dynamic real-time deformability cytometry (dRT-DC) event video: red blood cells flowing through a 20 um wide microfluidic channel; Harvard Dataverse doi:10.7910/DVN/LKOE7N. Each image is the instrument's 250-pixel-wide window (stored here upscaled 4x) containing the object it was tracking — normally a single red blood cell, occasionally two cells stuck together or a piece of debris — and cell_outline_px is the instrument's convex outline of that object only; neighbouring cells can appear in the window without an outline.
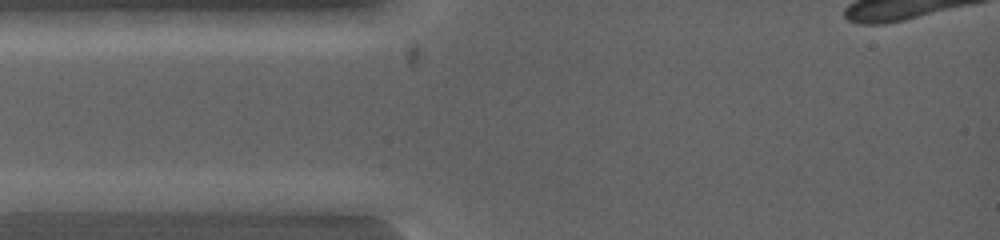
{"species": "common noctule bat (a hibernating species)", "species_latin": "Nyctalus noctula", "temperature_condition": "warm", "stored_images_in_passage": 2, "camera_frame_rate_fps": 5000, "um_per_image_px": 0.085, "animal": {"sex": "female", "body_mass_g": 19.0, "forearm_length_mm": 53.3}, "frame": {"image": 1, "passage_image": 1, "time_ms": 0.0, "image_size_px": [1000, 240], "cell_outline_px": [[120, 200], [100, 212], [20, 212], [12, 200], [20, 192], [112, 192]], "centroid_in_image_um": [5.47, 17.15], "position_along_channel_um": 79.5, "area_um2": 13.93}}